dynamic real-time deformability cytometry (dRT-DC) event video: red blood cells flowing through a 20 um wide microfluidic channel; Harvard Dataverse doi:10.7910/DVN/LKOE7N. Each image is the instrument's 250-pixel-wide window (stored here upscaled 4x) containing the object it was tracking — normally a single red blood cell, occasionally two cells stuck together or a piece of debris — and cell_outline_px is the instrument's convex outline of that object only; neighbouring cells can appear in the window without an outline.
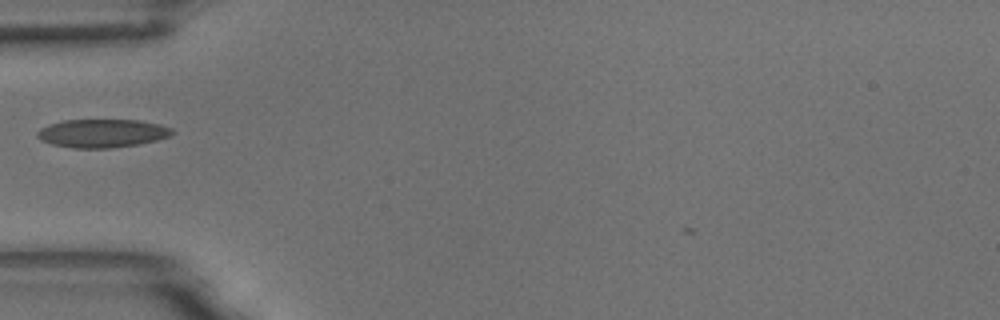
{"species": "common noctule bat (a hibernating species)", "species_latin": "Nyctalus noctula", "temperature_condition": "room temperature", "stored_images_in_passage": 5, "camera_frame_rate_fps": 3000, "um_per_image_px": 0.085, "animal": {"sex": "male", "body_mass_g": 18.8}, "frame": {"image": 1, "passage_image": 1, "time_ms": 0.0, "image_size_px": [1000, 320], "cell_outline_px": [[176, 132], [168, 136], [156, 140], [140, 144], [112, 148], [72, 148], [52, 144], [40, 140], [36, 136], [36, 132], [40, 128], [48, 124], [64, 120], [140, 120], [160, 124], [172, 128]], "centroid_in_image_um": [8.67, 11.33], "position_along_channel_um": 76.3, "area_um2": 22.48}}
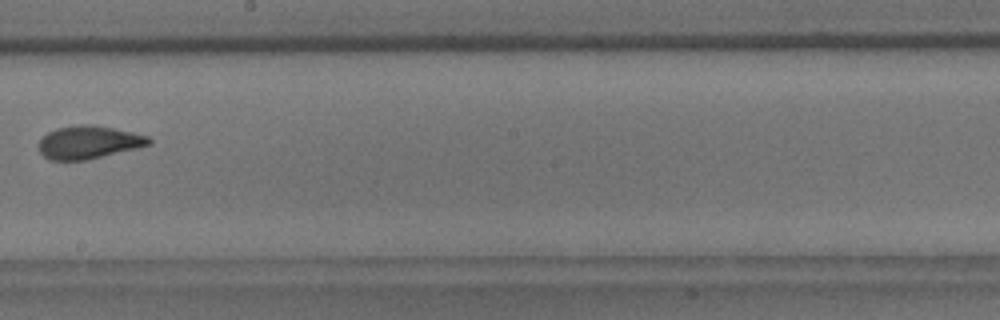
{"frame": {"image": 2, "passage_image": 5, "time_ms": 1.333, "image_size_px": [1000, 320], "cell_outline_px": [[152, 144], [88, 160], [48, 160], [40, 152], [40, 140], [48, 132], [56, 128], [80, 124], [92, 124], [132, 132], [148, 136], [152, 140]], "centroid_in_image_um": [7.55, 12.09], "position_along_channel_um": 240.7, "area_um2": 21.1}}